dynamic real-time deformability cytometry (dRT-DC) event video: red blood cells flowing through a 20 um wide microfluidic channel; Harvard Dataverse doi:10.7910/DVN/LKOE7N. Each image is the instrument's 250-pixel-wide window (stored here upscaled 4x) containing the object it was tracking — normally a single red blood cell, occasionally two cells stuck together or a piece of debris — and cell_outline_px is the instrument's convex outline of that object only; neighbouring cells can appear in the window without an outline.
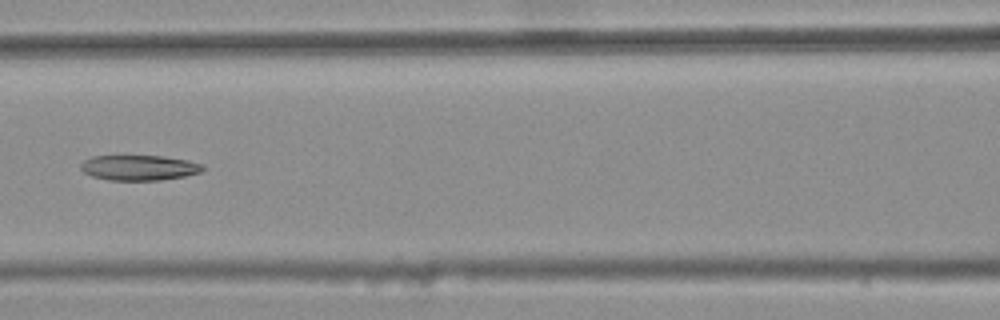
{"species": "common noctule bat (a hibernating species)", "species_latin": "Nyctalus noctula", "temperature_condition": "warm", "stored_images_in_passage": 5, "camera_frame_rate_fps": 3000, "um_per_image_px": 0.085, "animal": {"sex": "female", "body_mass_g": 25.1}, "frame": {"image": 1, "passage_image": 5, "time_ms": 1.333, "image_size_px": [1000, 320], "cell_outline_px": [[204, 168], [200, 172], [184, 176], [160, 180], [108, 180], [92, 176], [84, 172], [80, 168], [80, 164], [84, 160], [92, 156], [160, 156], [188, 160], [200, 164]], "centroid_in_image_um": [11.78, 14.25], "position_along_channel_um": 154.8, "area_um2": 17.8}}